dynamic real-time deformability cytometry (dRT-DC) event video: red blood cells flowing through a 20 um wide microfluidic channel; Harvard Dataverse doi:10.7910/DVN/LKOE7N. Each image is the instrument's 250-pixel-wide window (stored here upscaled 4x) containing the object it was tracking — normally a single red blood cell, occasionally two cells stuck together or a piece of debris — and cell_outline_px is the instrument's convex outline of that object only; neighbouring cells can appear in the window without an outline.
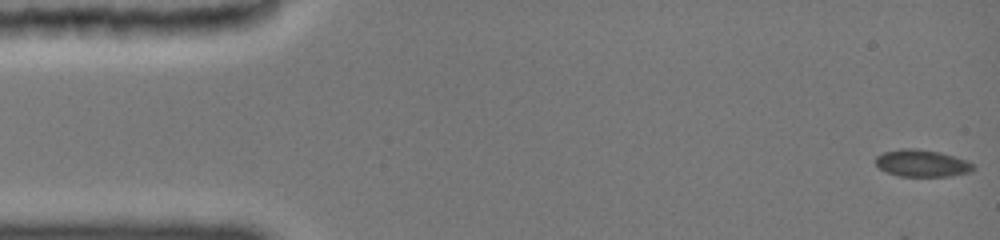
{"species": "common noctule bat (a hibernating species)", "species_latin": "Nyctalus noctula", "temperature_condition": "cold", "stored_images_in_passage": 23, "camera_frame_rate_fps": 3000, "um_per_image_px": 0.085, "animal": {"sex": "female", "body_mass_g": 19.0, "forearm_length_mm": 51.5}, "frame": {"image": 1, "passage_image": 1, "time_ms": 0.0, "image_size_px": [1000, 240], "cell_outline_px": [[976, 168], [972, 172], [952, 176], [900, 176], [888, 172], [880, 168], [876, 164], [876, 156], [884, 152], [900, 148], [912, 148], [936, 152], [956, 156], [968, 160], [976, 164]], "centroid_in_image_um": [78.44, 13.88], "position_along_channel_um": 6.6, "area_um2": 15.49}}
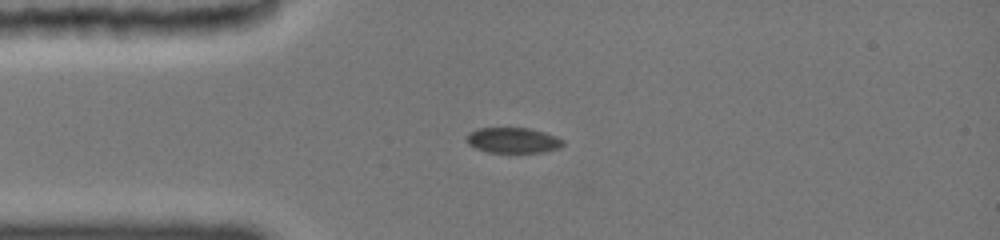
{"frame": {"image": 2, "passage_image": 15, "time_ms": 3.667, "image_size_px": [1000, 240], "cell_outline_px": [[564, 144], [560, 148], [544, 152], [488, 152], [476, 148], [468, 144], [468, 136], [472, 132], [480, 128], [528, 128], [564, 140]], "centroid_in_image_um": [43.62, 11.94], "position_along_channel_um": 41.4, "area_um2": 13.87}}
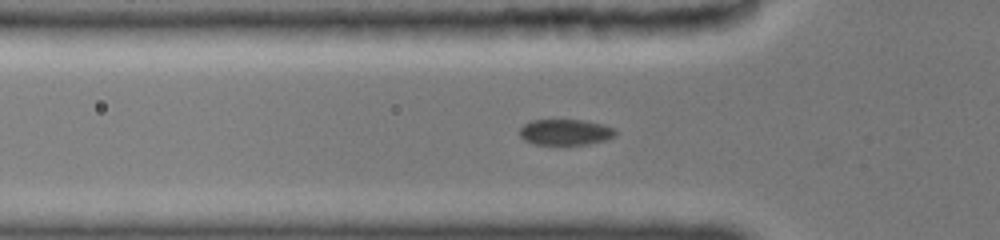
{"frame": {"image": 3, "passage_image": 20, "time_ms": 5.0, "image_size_px": [1000, 240], "cell_outline_px": [[616, 136], [608, 140], [588, 144], [536, 144], [524, 140], [520, 136], [520, 128], [524, 124], [532, 120], [580, 120], [600, 124], [612, 128], [616, 132]], "centroid_in_image_um": [48.05, 11.24], "position_along_channel_um": 77.7, "area_um2": 14.28}}